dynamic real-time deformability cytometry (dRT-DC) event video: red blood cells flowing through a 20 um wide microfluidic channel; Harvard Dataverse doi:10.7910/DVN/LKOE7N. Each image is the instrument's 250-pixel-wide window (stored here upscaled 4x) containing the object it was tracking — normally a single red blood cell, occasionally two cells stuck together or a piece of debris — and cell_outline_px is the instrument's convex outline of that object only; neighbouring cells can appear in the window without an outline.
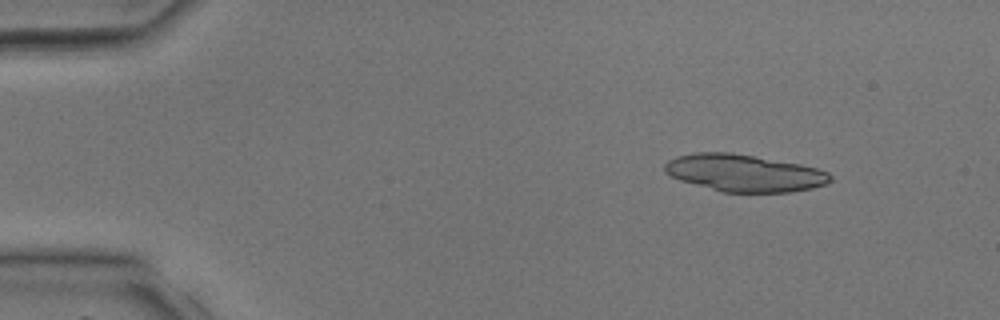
{"species": "common noctule bat (a hibernating species)", "species_latin": "Nyctalus noctula", "temperature_condition": "room temperature", "stored_images_in_passage": 30, "camera_frame_rate_fps": 3000, "um_per_image_px": 0.085, "animal": {"sex": "male", "body_mass_g": 17.9, "forearm_length_mm": 54.2}, "frame": {"image": 1, "passage_image": 5, "time_ms": 1.333, "image_size_px": [1000, 320], "cell_outline_px": [[832, 180], [824, 184], [812, 188], [788, 192], [724, 192], [680, 180], [664, 172], [664, 164], [668, 160], [676, 156], [696, 152], [732, 152], [800, 164], [816, 168], [828, 172], [832, 176]], "centroid_in_image_um": [63.24, 14.69], "position_along_channel_um": 21.8, "area_um2": 35.66}}
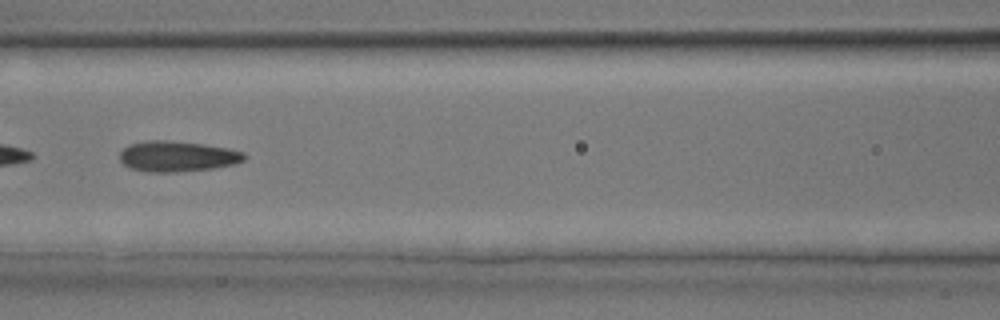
{"frame": {"image": 2, "passage_image": 18, "time_ms": 5.667, "image_size_px": [1000, 320], "cell_outline_px": [[248, 156], [244, 160], [236, 164], [212, 168], [176, 172], [148, 172], [132, 168], [124, 164], [120, 160], [120, 152], [128, 144], [148, 140], [168, 140], [204, 144], [228, 148], [244, 152]], "centroid_in_image_um": [15.1, 13.28], "position_along_channel_um": 151.5, "area_um2": 22.31}}